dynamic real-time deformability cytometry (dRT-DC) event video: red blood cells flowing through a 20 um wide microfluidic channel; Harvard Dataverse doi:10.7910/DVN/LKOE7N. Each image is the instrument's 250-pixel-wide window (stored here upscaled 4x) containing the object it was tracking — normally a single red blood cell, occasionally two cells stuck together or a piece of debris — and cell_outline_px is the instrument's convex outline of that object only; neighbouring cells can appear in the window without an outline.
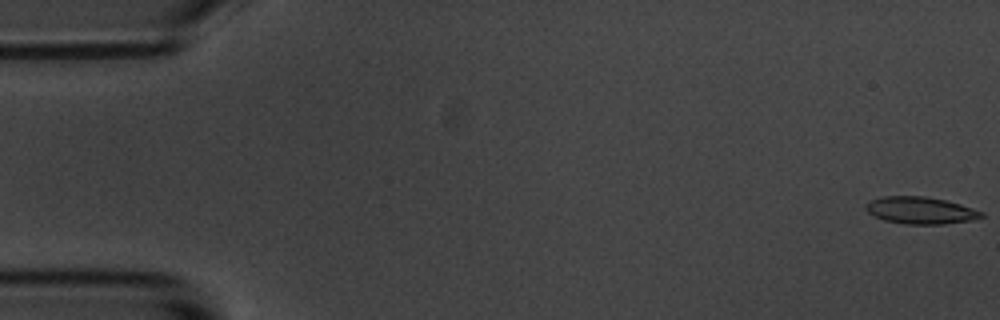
{"species": "common noctule bat (a hibernating species)", "species_latin": "Nyctalus noctula", "temperature_condition": "room temperature", "stored_images_in_passage": 3, "camera_frame_rate_fps": 3000, "um_per_image_px": 0.085, "animal": {"sex": "male", "body_mass_g": 20.1, "forearm_length_mm": 53.5}, "frame": {"image": 1, "passage_image": 1, "time_ms": 0.0, "image_size_px": [1000, 320], "cell_outline_px": [[984, 216], [972, 220], [944, 224], [904, 224], [884, 220], [868, 212], [864, 208], [872, 200], [884, 196], [924, 196], [944, 200], [960, 204], [984, 212]], "centroid_in_image_um": [78.27, 17.89], "position_along_channel_um": 6.7, "area_um2": 18.03}}